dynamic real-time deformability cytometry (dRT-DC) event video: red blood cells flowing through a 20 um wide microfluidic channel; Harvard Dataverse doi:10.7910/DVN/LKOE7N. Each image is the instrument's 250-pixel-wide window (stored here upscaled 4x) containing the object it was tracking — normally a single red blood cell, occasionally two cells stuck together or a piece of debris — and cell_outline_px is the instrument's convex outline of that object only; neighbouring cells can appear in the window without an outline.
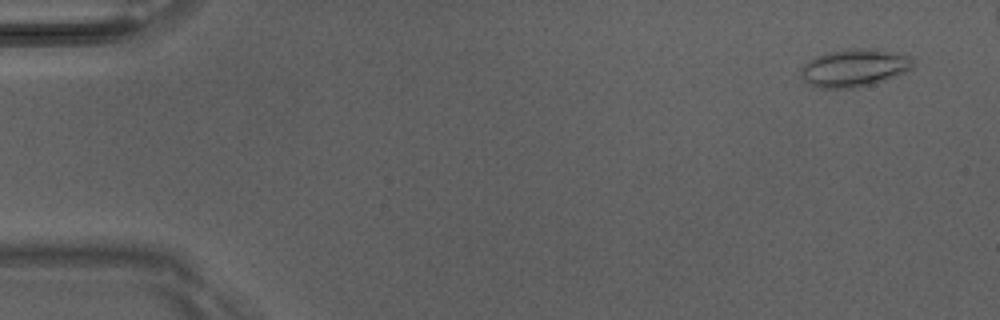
{"species": "Egyptian fruit bat (a non-hibernating species)", "species_latin": "Rousettus aegyptiacus", "temperature_condition": "room temperature", "stored_images_in_passage": 6, "camera_frame_rate_fps": 3000, "um_per_image_px": 0.085, "animal": {"sex": "male"}, "frame": {"image": 1, "passage_image": 1, "time_ms": 0.0, "image_size_px": [1000, 320], "cell_outline_px": [[912, 68], [896, 76], [872, 84], [856, 88], [820, 88], [804, 80], [800, 76], [800, 72], [804, 64], [816, 56], [824, 52], [848, 48], [860, 48], [912, 56]], "centroid_in_image_um": [72.57, 5.77], "position_along_channel_um": 12.4, "area_um2": 24.33}}